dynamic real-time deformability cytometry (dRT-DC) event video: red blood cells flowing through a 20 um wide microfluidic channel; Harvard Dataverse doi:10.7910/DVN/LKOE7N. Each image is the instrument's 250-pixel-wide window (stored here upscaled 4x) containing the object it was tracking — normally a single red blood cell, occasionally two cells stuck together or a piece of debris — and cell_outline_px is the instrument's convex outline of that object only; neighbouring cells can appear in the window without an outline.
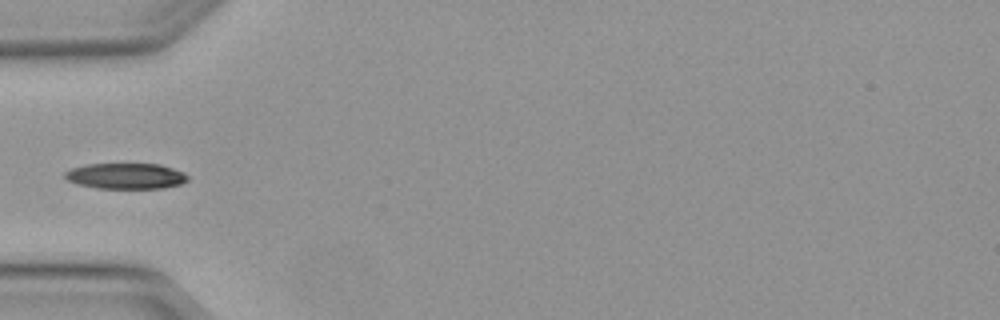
{"species": "Egyptian fruit bat (a non-hibernating species)", "species_latin": "Rousettus aegyptiacus", "temperature_condition": "warm", "stored_images_in_passage": 34, "camera_frame_rate_fps": 3000, "um_per_image_px": 0.085, "animal": {"sex": "female"}, "frame": {"image": 1, "passage_image": 1, "time_ms": 0.0, "image_size_px": [1000, 320], "cell_outline_px": [[188, 180], [180, 184], [164, 188], [96, 188], [76, 184], [68, 180], [64, 176], [64, 172], [72, 168], [88, 164], [160, 164], [184, 172], [188, 176]], "centroid_in_image_um": [10.69, 14.96], "position_along_channel_um": 74.3, "area_um2": 18.44}}
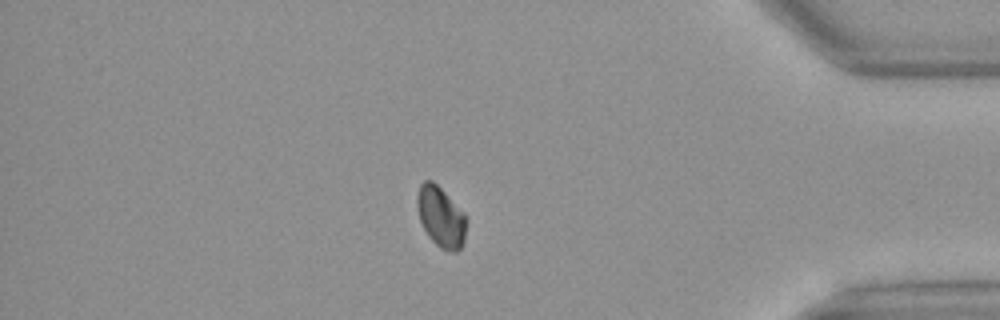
{"frame": {"image": 2, "passage_image": 27, "time_ms": 8.667, "image_size_px": [1000, 320], "cell_outline_px": [[468, 220], [464, 240], [460, 248], [456, 252], [448, 252], [440, 248], [428, 236], [420, 220], [416, 208], [416, 196], [420, 184], [424, 180], [432, 180], [468, 216]], "centroid_in_image_um": [37.48, 18.44], "position_along_channel_um": 397.7, "area_um2": 17.63}}
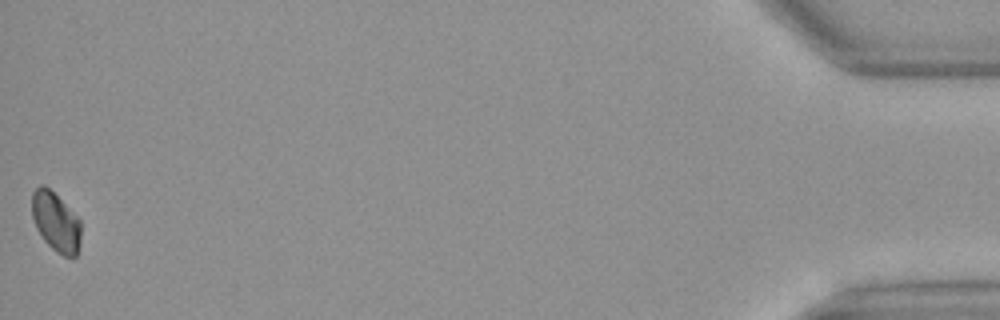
{"frame": {"image": 3, "passage_image": 34, "time_ms": 11.0, "image_size_px": [1000, 320], "cell_outline_px": [[80, 244], [76, 256], [64, 256], [56, 252], [44, 240], [36, 228], [32, 216], [32, 192], [40, 184], [44, 184], [80, 220]], "centroid_in_image_um": [4.73, 18.87], "position_along_channel_um": 430.5, "area_um2": 16.65}}